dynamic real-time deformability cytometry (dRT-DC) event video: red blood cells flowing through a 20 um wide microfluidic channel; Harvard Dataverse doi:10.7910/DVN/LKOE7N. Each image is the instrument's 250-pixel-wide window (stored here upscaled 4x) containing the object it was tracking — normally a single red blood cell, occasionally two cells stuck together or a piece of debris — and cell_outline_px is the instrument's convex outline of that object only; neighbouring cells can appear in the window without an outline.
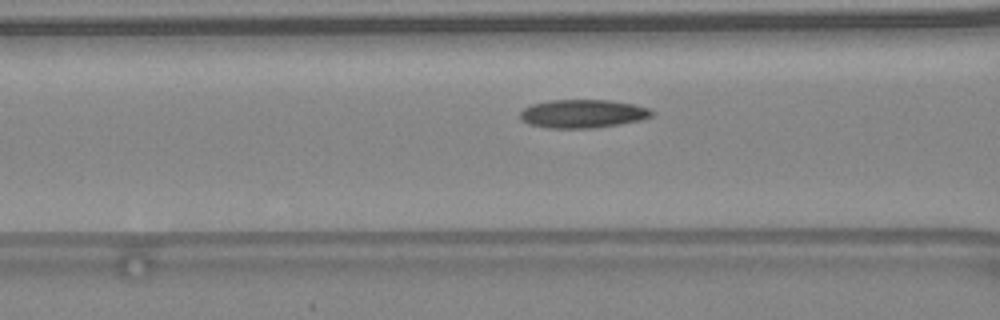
{"species": "common noctule bat (a hibernating species)", "species_latin": "Nyctalus noctula", "temperature_condition": "warm", "stored_images_in_passage": 12, "camera_frame_rate_fps": 3000, "um_per_image_px": 0.085, "animal": {"sex": "female", "body_mass_g": 24.6, "forearm_length_mm": 56.2}, "frame": {"image": 1, "passage_image": 10, "time_ms": 3.0, "image_size_px": [1000, 320], "cell_outline_px": [[656, 112], [652, 116], [644, 120], [620, 124], [592, 128], [548, 128], [528, 124], [520, 116], [520, 112], [524, 108], [532, 104], [552, 100], [608, 100], [632, 104], [648, 108]], "centroid_in_image_um": [49.57, 9.67], "position_along_channel_um": 117.0, "area_um2": 21.79}}